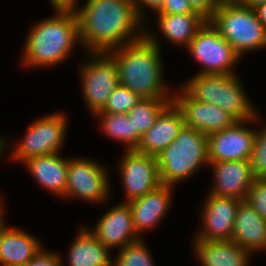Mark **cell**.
<instances>
[{
	"mask_svg": "<svg viewBox=\"0 0 266 266\" xmlns=\"http://www.w3.org/2000/svg\"><path fill=\"white\" fill-rule=\"evenodd\" d=\"M74 11L81 46L88 53H108L145 35L133 0H87Z\"/></svg>",
	"mask_w": 266,
	"mask_h": 266,
	"instance_id": "6da1fadb",
	"label": "cell"
},
{
	"mask_svg": "<svg viewBox=\"0 0 266 266\" xmlns=\"http://www.w3.org/2000/svg\"><path fill=\"white\" fill-rule=\"evenodd\" d=\"M157 38L147 28L141 39L108 52L116 61L119 83L142 99H172L173 95L163 79L161 43Z\"/></svg>",
	"mask_w": 266,
	"mask_h": 266,
	"instance_id": "7a4b0ae2",
	"label": "cell"
},
{
	"mask_svg": "<svg viewBox=\"0 0 266 266\" xmlns=\"http://www.w3.org/2000/svg\"><path fill=\"white\" fill-rule=\"evenodd\" d=\"M53 11L55 15L33 23L30 28L22 50V66L59 65L81 45L74 9L55 8Z\"/></svg>",
	"mask_w": 266,
	"mask_h": 266,
	"instance_id": "3957f363",
	"label": "cell"
},
{
	"mask_svg": "<svg viewBox=\"0 0 266 266\" xmlns=\"http://www.w3.org/2000/svg\"><path fill=\"white\" fill-rule=\"evenodd\" d=\"M242 85L236 74H198L179 87L193 100L216 105L237 121H248L259 113Z\"/></svg>",
	"mask_w": 266,
	"mask_h": 266,
	"instance_id": "277c9868",
	"label": "cell"
},
{
	"mask_svg": "<svg viewBox=\"0 0 266 266\" xmlns=\"http://www.w3.org/2000/svg\"><path fill=\"white\" fill-rule=\"evenodd\" d=\"M156 160L161 184L175 186L209 165L207 135L184 125Z\"/></svg>",
	"mask_w": 266,
	"mask_h": 266,
	"instance_id": "5b68a950",
	"label": "cell"
},
{
	"mask_svg": "<svg viewBox=\"0 0 266 266\" xmlns=\"http://www.w3.org/2000/svg\"><path fill=\"white\" fill-rule=\"evenodd\" d=\"M209 21L241 58L246 52L266 48V30L254 7L223 0Z\"/></svg>",
	"mask_w": 266,
	"mask_h": 266,
	"instance_id": "8992f818",
	"label": "cell"
},
{
	"mask_svg": "<svg viewBox=\"0 0 266 266\" xmlns=\"http://www.w3.org/2000/svg\"><path fill=\"white\" fill-rule=\"evenodd\" d=\"M186 49L202 65L194 75L236 74L235 65L242 59L209 20L198 30Z\"/></svg>",
	"mask_w": 266,
	"mask_h": 266,
	"instance_id": "52a82bcc",
	"label": "cell"
},
{
	"mask_svg": "<svg viewBox=\"0 0 266 266\" xmlns=\"http://www.w3.org/2000/svg\"><path fill=\"white\" fill-rule=\"evenodd\" d=\"M67 119L63 112H57L32 122L17 147H13L10 158L23 164L30 158L62 151L67 137Z\"/></svg>",
	"mask_w": 266,
	"mask_h": 266,
	"instance_id": "ba28073f",
	"label": "cell"
},
{
	"mask_svg": "<svg viewBox=\"0 0 266 266\" xmlns=\"http://www.w3.org/2000/svg\"><path fill=\"white\" fill-rule=\"evenodd\" d=\"M89 55V56H88ZM87 60L80 66L82 95L88 110L94 116L100 112L110 94L119 84L116 61L107 52L87 53Z\"/></svg>",
	"mask_w": 266,
	"mask_h": 266,
	"instance_id": "9c48e42d",
	"label": "cell"
},
{
	"mask_svg": "<svg viewBox=\"0 0 266 266\" xmlns=\"http://www.w3.org/2000/svg\"><path fill=\"white\" fill-rule=\"evenodd\" d=\"M109 168L103 164L86 158H68V174L65 198L83 199L84 201L108 203L110 200ZM108 174V175H107Z\"/></svg>",
	"mask_w": 266,
	"mask_h": 266,
	"instance_id": "30bf717a",
	"label": "cell"
},
{
	"mask_svg": "<svg viewBox=\"0 0 266 266\" xmlns=\"http://www.w3.org/2000/svg\"><path fill=\"white\" fill-rule=\"evenodd\" d=\"M122 155L118 163L126 194V200L122 203L143 197L162 185L156 157L138 153L136 150L124 151Z\"/></svg>",
	"mask_w": 266,
	"mask_h": 266,
	"instance_id": "8fae6325",
	"label": "cell"
},
{
	"mask_svg": "<svg viewBox=\"0 0 266 266\" xmlns=\"http://www.w3.org/2000/svg\"><path fill=\"white\" fill-rule=\"evenodd\" d=\"M259 115L248 121H237L234 125L207 135L208 161L250 160L254 147L256 130L246 127L259 120ZM247 124V125H244Z\"/></svg>",
	"mask_w": 266,
	"mask_h": 266,
	"instance_id": "7c38bea8",
	"label": "cell"
},
{
	"mask_svg": "<svg viewBox=\"0 0 266 266\" xmlns=\"http://www.w3.org/2000/svg\"><path fill=\"white\" fill-rule=\"evenodd\" d=\"M172 95V102L181 112L184 125L206 135L234 125L237 120L216 105L191 99L181 88Z\"/></svg>",
	"mask_w": 266,
	"mask_h": 266,
	"instance_id": "4fadbf2b",
	"label": "cell"
},
{
	"mask_svg": "<svg viewBox=\"0 0 266 266\" xmlns=\"http://www.w3.org/2000/svg\"><path fill=\"white\" fill-rule=\"evenodd\" d=\"M202 204V226L194 238L205 241L231 240L238 205L241 200L206 194Z\"/></svg>",
	"mask_w": 266,
	"mask_h": 266,
	"instance_id": "5bb4252c",
	"label": "cell"
},
{
	"mask_svg": "<svg viewBox=\"0 0 266 266\" xmlns=\"http://www.w3.org/2000/svg\"><path fill=\"white\" fill-rule=\"evenodd\" d=\"M107 210L97 224L88 228L110 251H118L141 238L133 224V215L128 203H117Z\"/></svg>",
	"mask_w": 266,
	"mask_h": 266,
	"instance_id": "9a60e30c",
	"label": "cell"
},
{
	"mask_svg": "<svg viewBox=\"0 0 266 266\" xmlns=\"http://www.w3.org/2000/svg\"><path fill=\"white\" fill-rule=\"evenodd\" d=\"M213 172V186L208 192L219 197H233L245 201L256 179L250 160L209 162Z\"/></svg>",
	"mask_w": 266,
	"mask_h": 266,
	"instance_id": "2e32d148",
	"label": "cell"
},
{
	"mask_svg": "<svg viewBox=\"0 0 266 266\" xmlns=\"http://www.w3.org/2000/svg\"><path fill=\"white\" fill-rule=\"evenodd\" d=\"M173 187L170 185H160L154 191L145 194L143 197L128 202L132 215L133 224L140 238L146 230L157 226L166 217L171 209Z\"/></svg>",
	"mask_w": 266,
	"mask_h": 266,
	"instance_id": "e0dca14e",
	"label": "cell"
},
{
	"mask_svg": "<svg viewBox=\"0 0 266 266\" xmlns=\"http://www.w3.org/2000/svg\"><path fill=\"white\" fill-rule=\"evenodd\" d=\"M37 237L12 226L0 218V266H26L42 249Z\"/></svg>",
	"mask_w": 266,
	"mask_h": 266,
	"instance_id": "ac0fdd59",
	"label": "cell"
},
{
	"mask_svg": "<svg viewBox=\"0 0 266 266\" xmlns=\"http://www.w3.org/2000/svg\"><path fill=\"white\" fill-rule=\"evenodd\" d=\"M183 126L181 112L170 102L158 115L154 125L142 136L136 151L156 157L178 136Z\"/></svg>",
	"mask_w": 266,
	"mask_h": 266,
	"instance_id": "d6986e66",
	"label": "cell"
},
{
	"mask_svg": "<svg viewBox=\"0 0 266 266\" xmlns=\"http://www.w3.org/2000/svg\"><path fill=\"white\" fill-rule=\"evenodd\" d=\"M35 182L57 197L65 198L68 158L59 153L30 158L23 163Z\"/></svg>",
	"mask_w": 266,
	"mask_h": 266,
	"instance_id": "ffe728a7",
	"label": "cell"
},
{
	"mask_svg": "<svg viewBox=\"0 0 266 266\" xmlns=\"http://www.w3.org/2000/svg\"><path fill=\"white\" fill-rule=\"evenodd\" d=\"M231 241L252 254L266 250V221L246 200L238 205Z\"/></svg>",
	"mask_w": 266,
	"mask_h": 266,
	"instance_id": "44dd1931",
	"label": "cell"
},
{
	"mask_svg": "<svg viewBox=\"0 0 266 266\" xmlns=\"http://www.w3.org/2000/svg\"><path fill=\"white\" fill-rule=\"evenodd\" d=\"M192 244L202 266H250L252 253L231 240L205 241L194 238Z\"/></svg>",
	"mask_w": 266,
	"mask_h": 266,
	"instance_id": "7402d4cb",
	"label": "cell"
},
{
	"mask_svg": "<svg viewBox=\"0 0 266 266\" xmlns=\"http://www.w3.org/2000/svg\"><path fill=\"white\" fill-rule=\"evenodd\" d=\"M68 249L67 266H112L111 251L83 226Z\"/></svg>",
	"mask_w": 266,
	"mask_h": 266,
	"instance_id": "603a6c76",
	"label": "cell"
},
{
	"mask_svg": "<svg viewBox=\"0 0 266 266\" xmlns=\"http://www.w3.org/2000/svg\"><path fill=\"white\" fill-rule=\"evenodd\" d=\"M156 15L155 24L157 23L164 39L177 46H185V48L207 21L200 13Z\"/></svg>",
	"mask_w": 266,
	"mask_h": 266,
	"instance_id": "cb8c5ba5",
	"label": "cell"
},
{
	"mask_svg": "<svg viewBox=\"0 0 266 266\" xmlns=\"http://www.w3.org/2000/svg\"><path fill=\"white\" fill-rule=\"evenodd\" d=\"M94 117L100 119L98 123L103 134L123 143L124 151L136 150L139 146L142 138L133 132L132 120L127 113L98 112Z\"/></svg>",
	"mask_w": 266,
	"mask_h": 266,
	"instance_id": "d4e9b609",
	"label": "cell"
},
{
	"mask_svg": "<svg viewBox=\"0 0 266 266\" xmlns=\"http://www.w3.org/2000/svg\"><path fill=\"white\" fill-rule=\"evenodd\" d=\"M172 99H140L128 112L132 120L133 132L142 136L154 125L156 118Z\"/></svg>",
	"mask_w": 266,
	"mask_h": 266,
	"instance_id": "484cf974",
	"label": "cell"
},
{
	"mask_svg": "<svg viewBox=\"0 0 266 266\" xmlns=\"http://www.w3.org/2000/svg\"><path fill=\"white\" fill-rule=\"evenodd\" d=\"M112 266H155L146 242L141 238L118 251Z\"/></svg>",
	"mask_w": 266,
	"mask_h": 266,
	"instance_id": "4316f807",
	"label": "cell"
},
{
	"mask_svg": "<svg viewBox=\"0 0 266 266\" xmlns=\"http://www.w3.org/2000/svg\"><path fill=\"white\" fill-rule=\"evenodd\" d=\"M140 99L136 93L119 83L100 112L128 113Z\"/></svg>",
	"mask_w": 266,
	"mask_h": 266,
	"instance_id": "83f0119b",
	"label": "cell"
},
{
	"mask_svg": "<svg viewBox=\"0 0 266 266\" xmlns=\"http://www.w3.org/2000/svg\"><path fill=\"white\" fill-rule=\"evenodd\" d=\"M250 165L255 178L264 177L266 174V125L256 130Z\"/></svg>",
	"mask_w": 266,
	"mask_h": 266,
	"instance_id": "f1b7e54d",
	"label": "cell"
},
{
	"mask_svg": "<svg viewBox=\"0 0 266 266\" xmlns=\"http://www.w3.org/2000/svg\"><path fill=\"white\" fill-rule=\"evenodd\" d=\"M246 201L266 221V181L256 178L248 191Z\"/></svg>",
	"mask_w": 266,
	"mask_h": 266,
	"instance_id": "f546056e",
	"label": "cell"
},
{
	"mask_svg": "<svg viewBox=\"0 0 266 266\" xmlns=\"http://www.w3.org/2000/svg\"><path fill=\"white\" fill-rule=\"evenodd\" d=\"M61 254L55 251H47L45 248L40 251L27 263L26 266H64L65 261Z\"/></svg>",
	"mask_w": 266,
	"mask_h": 266,
	"instance_id": "4dcf8cb0",
	"label": "cell"
},
{
	"mask_svg": "<svg viewBox=\"0 0 266 266\" xmlns=\"http://www.w3.org/2000/svg\"><path fill=\"white\" fill-rule=\"evenodd\" d=\"M223 0H188L192 9L209 20Z\"/></svg>",
	"mask_w": 266,
	"mask_h": 266,
	"instance_id": "1f68e13d",
	"label": "cell"
},
{
	"mask_svg": "<svg viewBox=\"0 0 266 266\" xmlns=\"http://www.w3.org/2000/svg\"><path fill=\"white\" fill-rule=\"evenodd\" d=\"M198 13L192 9L188 0H164L162 9L157 14Z\"/></svg>",
	"mask_w": 266,
	"mask_h": 266,
	"instance_id": "d6a6232c",
	"label": "cell"
},
{
	"mask_svg": "<svg viewBox=\"0 0 266 266\" xmlns=\"http://www.w3.org/2000/svg\"><path fill=\"white\" fill-rule=\"evenodd\" d=\"M135 3L136 11L139 18L146 24L147 26V18H146V8L154 10L155 13H158L162 7L164 0H133ZM145 7V8H144ZM145 17V18H144Z\"/></svg>",
	"mask_w": 266,
	"mask_h": 266,
	"instance_id": "836d02e7",
	"label": "cell"
},
{
	"mask_svg": "<svg viewBox=\"0 0 266 266\" xmlns=\"http://www.w3.org/2000/svg\"><path fill=\"white\" fill-rule=\"evenodd\" d=\"M78 1L79 0H49L53 9H74L79 5Z\"/></svg>",
	"mask_w": 266,
	"mask_h": 266,
	"instance_id": "e575fe53",
	"label": "cell"
},
{
	"mask_svg": "<svg viewBox=\"0 0 266 266\" xmlns=\"http://www.w3.org/2000/svg\"><path fill=\"white\" fill-rule=\"evenodd\" d=\"M254 8L257 12L260 22L263 24L266 30V0L257 4Z\"/></svg>",
	"mask_w": 266,
	"mask_h": 266,
	"instance_id": "d590c367",
	"label": "cell"
},
{
	"mask_svg": "<svg viewBox=\"0 0 266 266\" xmlns=\"http://www.w3.org/2000/svg\"><path fill=\"white\" fill-rule=\"evenodd\" d=\"M235 1L244 6L255 7L257 4L265 0H235Z\"/></svg>",
	"mask_w": 266,
	"mask_h": 266,
	"instance_id": "8d00e7d4",
	"label": "cell"
},
{
	"mask_svg": "<svg viewBox=\"0 0 266 266\" xmlns=\"http://www.w3.org/2000/svg\"><path fill=\"white\" fill-rule=\"evenodd\" d=\"M6 147H8V143L6 141V138H4L3 136H0V160H1V157H3L2 155L5 152Z\"/></svg>",
	"mask_w": 266,
	"mask_h": 266,
	"instance_id": "74e56055",
	"label": "cell"
},
{
	"mask_svg": "<svg viewBox=\"0 0 266 266\" xmlns=\"http://www.w3.org/2000/svg\"><path fill=\"white\" fill-rule=\"evenodd\" d=\"M2 204H4L3 202H2V199H1V196H0V218L2 217V216H4V212L3 211H5V206H2Z\"/></svg>",
	"mask_w": 266,
	"mask_h": 266,
	"instance_id": "f35d334b",
	"label": "cell"
}]
</instances>
